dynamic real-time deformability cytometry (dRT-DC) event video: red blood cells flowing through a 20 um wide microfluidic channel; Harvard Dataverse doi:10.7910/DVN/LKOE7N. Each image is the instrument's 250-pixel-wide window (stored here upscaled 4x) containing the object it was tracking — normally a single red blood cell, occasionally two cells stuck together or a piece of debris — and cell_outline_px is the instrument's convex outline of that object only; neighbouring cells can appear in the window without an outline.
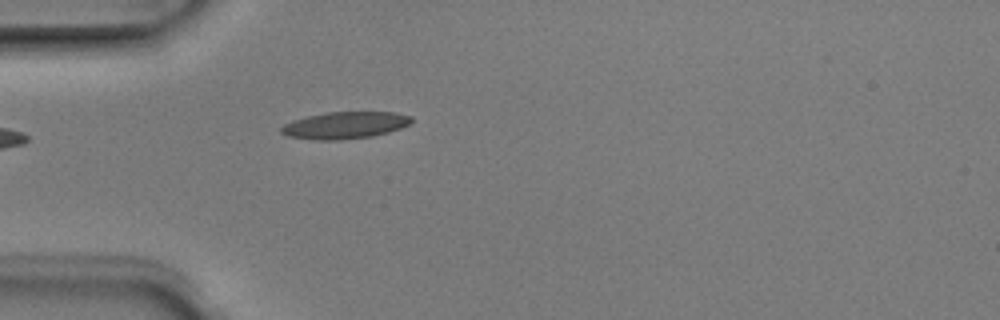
{"species": "Egyptian fruit bat (a non-hibernating species)", "species_latin": "Rousettus aegyptiacus", "temperature_condition": "room temperature", "stored_images_in_passage": 4, "camera_frame_rate_fps": 3000, "um_per_image_px": 0.085, "animal": {"sex": "male"}, "frame": {"image": 1, "passage_image": 4, "time_ms": 1.0, "image_size_px": [1000, 320], "cell_outline_px": [[412, 120], [408, 124], [400, 128], [388, 132], [372, 136], [340, 140], [312, 140], [288, 136], [280, 132], [280, 128], [284, 124], [292, 120], [308, 116], [328, 112], [392, 112], [412, 116]], "centroid_in_image_um": [29.28, 10.65], "position_along_channel_um": 55.7, "area_um2": 20.4}}